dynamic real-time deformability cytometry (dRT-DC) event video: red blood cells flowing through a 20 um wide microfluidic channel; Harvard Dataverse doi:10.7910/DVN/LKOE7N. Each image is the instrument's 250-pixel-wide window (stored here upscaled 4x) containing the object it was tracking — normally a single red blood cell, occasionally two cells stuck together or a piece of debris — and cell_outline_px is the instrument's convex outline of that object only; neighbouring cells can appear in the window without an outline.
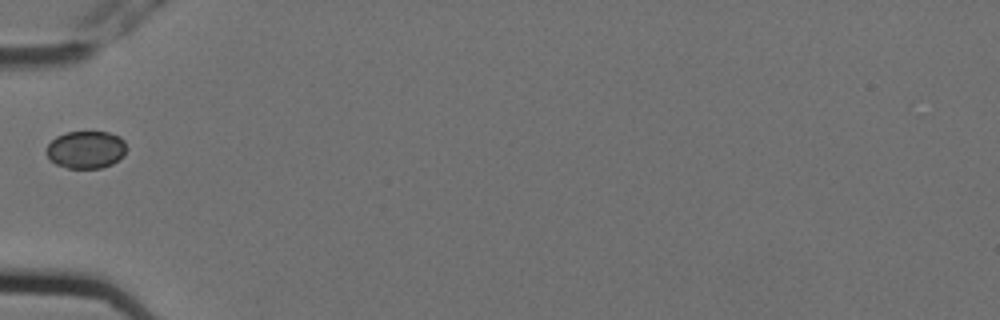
{"species": "Egyptian fruit bat (a non-hibernating species)", "species_latin": "Rousettus aegyptiacus", "temperature_condition": "cold", "stored_images_in_passage": 4, "camera_frame_rate_fps": 3000, "um_per_image_px": 0.085, "animal": {"sex": "female"}, "frame": {"image": 1, "passage_image": 2, "time_ms": 0.333, "image_size_px": [1000, 320], "cell_outline_px": [[124, 156], [112, 164], [100, 168], [68, 168], [56, 164], [48, 156], [48, 144], [56, 136], [64, 132], [108, 132], [120, 136], [124, 140]], "centroid_in_image_um": [7.32, 12.71], "position_along_channel_um": 77.7, "area_um2": 17.34}}
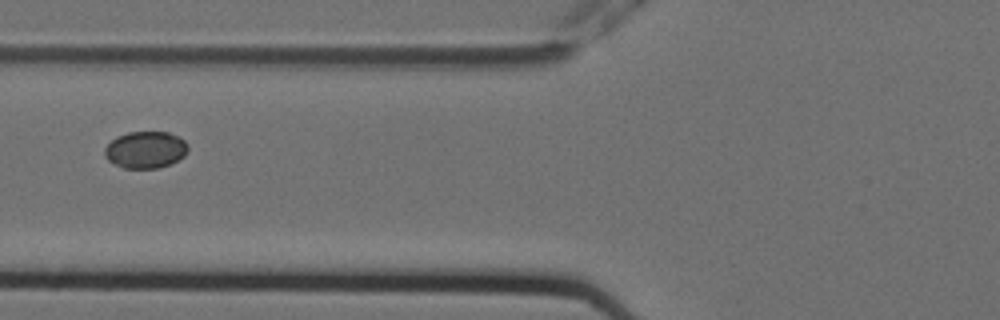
{"frame": {"image": 2, "passage_image": 3, "time_ms": 0.667, "image_size_px": [1000, 320], "cell_outline_px": [[188, 152], [184, 156], [160, 168], [124, 168], [108, 160], [104, 156], [104, 148], [116, 136], [128, 132], [168, 132], [184, 140], [188, 144]], "centroid_in_image_um": [12.36, 12.72], "position_along_channel_um": 113.4, "area_um2": 17.86}}
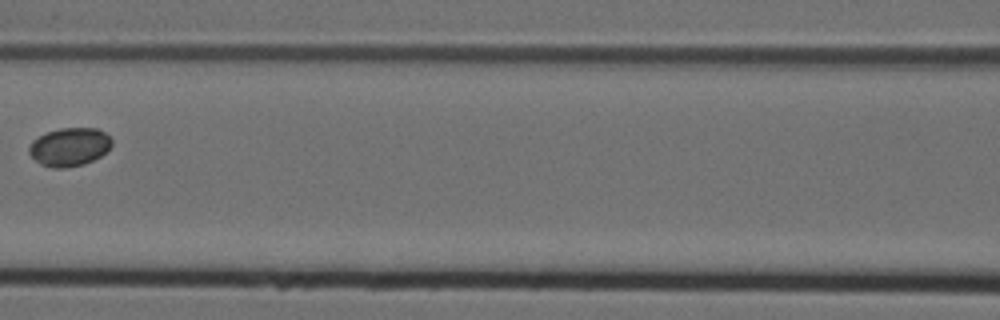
{"frame": {"image": 3, "passage_image": 4, "time_ms": 1.0, "image_size_px": [1000, 320], "cell_outline_px": [[112, 144], [100, 156], [84, 164], [64, 168], [52, 168], [40, 164], [28, 152], [28, 148], [32, 140], [48, 132], [60, 128], [96, 128], [104, 132], [112, 140]], "centroid_in_image_um": [5.88, 12.49], "position_along_channel_um": 160.7, "area_um2": 18.32}}